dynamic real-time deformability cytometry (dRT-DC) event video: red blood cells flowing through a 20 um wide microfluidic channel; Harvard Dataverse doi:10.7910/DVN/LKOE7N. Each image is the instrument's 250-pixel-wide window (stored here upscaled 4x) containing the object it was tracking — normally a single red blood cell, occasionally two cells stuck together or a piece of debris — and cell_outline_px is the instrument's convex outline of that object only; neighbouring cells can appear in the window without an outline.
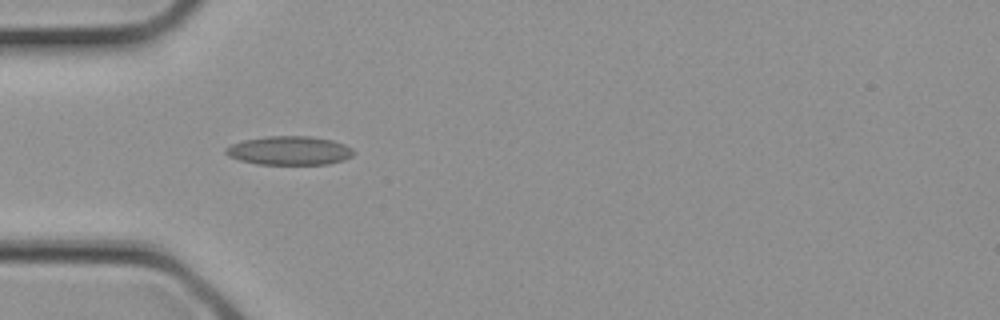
{"species": "common noctule bat (a hibernating species)", "species_latin": "Nyctalus noctula", "temperature_condition": "cold", "stored_images_in_passage": 3, "camera_frame_rate_fps": 3000, "um_per_image_px": 0.085, "animal": {"sex": "female", "body_mass_g": 21.9}, "frame": {"image": 1, "passage_image": 3, "time_ms": 0.667, "image_size_px": [1000, 320], "cell_outline_px": [[356, 152], [352, 156], [344, 160], [328, 164], [256, 164], [240, 160], [228, 156], [224, 152], [224, 148], [232, 144], [244, 140], [268, 136], [308, 136], [332, 140], [344, 144], [352, 148]], "centroid_in_image_um": [24.6, 12.8], "position_along_channel_um": 60.4, "area_um2": 21.5}}